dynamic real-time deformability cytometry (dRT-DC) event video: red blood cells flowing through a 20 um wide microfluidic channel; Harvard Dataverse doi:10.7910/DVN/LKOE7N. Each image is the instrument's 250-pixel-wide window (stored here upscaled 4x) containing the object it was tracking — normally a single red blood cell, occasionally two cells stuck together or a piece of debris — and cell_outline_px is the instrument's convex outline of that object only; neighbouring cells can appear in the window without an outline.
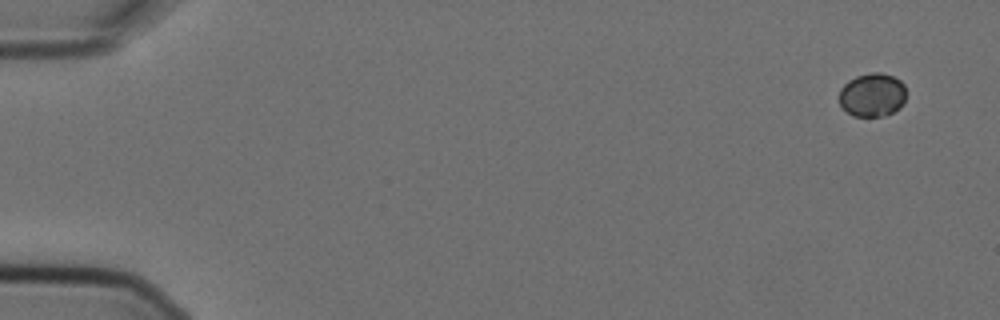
{"species": "Egyptian fruit bat (a non-hibernating species)", "species_latin": "Rousettus aegyptiacus", "temperature_condition": "cold", "stored_images_in_passage": 5, "segment_of_instrument_passage": [2, 2], "camera_frame_rate_fps": 3000, "um_per_image_px": 0.085, "animal": {"sex": "female"}, "frame": {"image": 1, "passage_image": 5, "time_ms": 1.333, "image_size_px": [1000, 320], "cell_outline_px": [[904, 104], [900, 108], [884, 116], [852, 116], [840, 104], [840, 88], [848, 80], [856, 76], [872, 72], [880, 72], [892, 76], [900, 80], [904, 84]], "centroid_in_image_um": [74.14, 8.06], "position_along_channel_um": 10.9, "area_um2": 16.99}}